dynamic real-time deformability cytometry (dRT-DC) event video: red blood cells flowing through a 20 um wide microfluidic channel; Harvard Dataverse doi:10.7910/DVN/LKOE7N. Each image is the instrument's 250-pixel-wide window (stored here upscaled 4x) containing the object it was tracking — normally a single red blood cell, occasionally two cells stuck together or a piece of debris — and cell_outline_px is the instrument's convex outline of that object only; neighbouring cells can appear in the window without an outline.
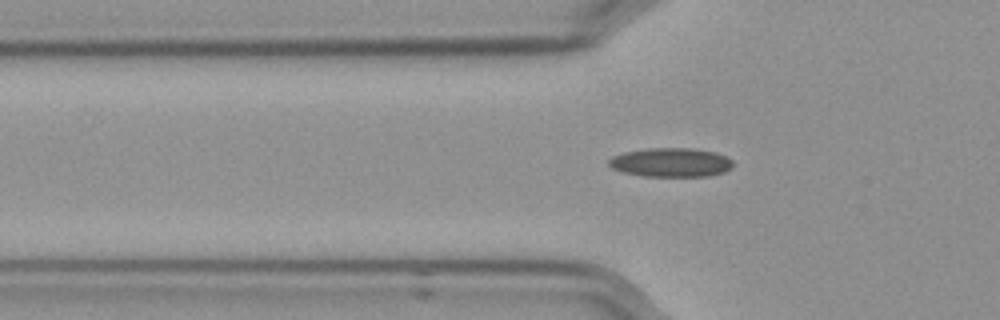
{"species": "Egyptian fruit bat (a non-hibernating species)", "species_latin": "Rousettus aegyptiacus", "temperature_condition": "cold", "stored_images_in_passage": 38, "camera_frame_rate_fps": 3000, "um_per_image_px": 0.085, "frame": {"image": 1, "passage_image": 2, "time_ms": 0.333, "image_size_px": [1000, 320], "cell_outline_px": [[732, 168], [724, 172], [708, 176], [644, 176], [624, 172], [612, 168], [608, 164], [608, 160], [612, 156], [624, 152], [648, 148], [692, 148], [716, 152], [732, 160]], "centroid_in_image_um": [57.02, 13.8], "position_along_channel_um": 68.8, "area_um2": 20.98}}
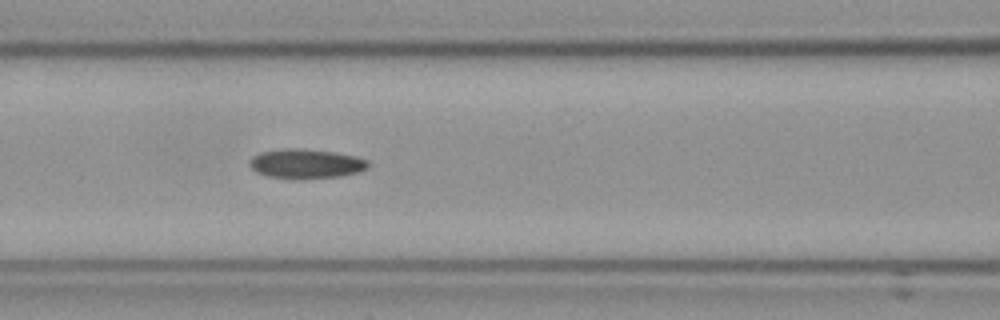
{"frame": {"image": 2, "passage_image": 8, "time_ms": 2.333, "image_size_px": [1000, 320], "cell_outline_px": [[368, 168], [344, 176], [268, 176], [256, 172], [248, 164], [248, 160], [252, 156], [260, 152], [288, 148], [296, 148], [332, 152], [356, 156], [368, 160]], "centroid_in_image_um": [25.99, 13.87], "position_along_channel_um": 140.6, "area_um2": 19.48}}
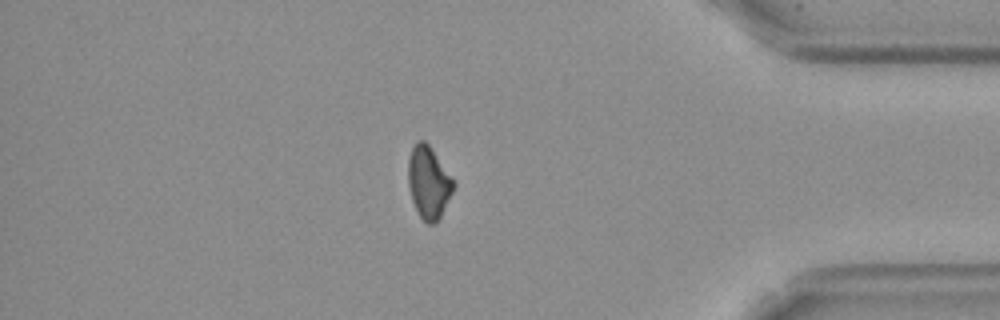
{"frame": {"image": 3, "passage_image": 32, "time_ms": 10.333, "image_size_px": [1000, 320], "cell_outline_px": [[456, 184], [440, 216], [432, 224], [428, 224], [420, 216], [412, 200], [408, 184], [408, 160], [412, 148], [420, 140], [424, 140], [428, 144]], "centroid_in_image_um": [36.41, 15.5], "position_along_channel_um": 398.8, "area_um2": 18.5}}